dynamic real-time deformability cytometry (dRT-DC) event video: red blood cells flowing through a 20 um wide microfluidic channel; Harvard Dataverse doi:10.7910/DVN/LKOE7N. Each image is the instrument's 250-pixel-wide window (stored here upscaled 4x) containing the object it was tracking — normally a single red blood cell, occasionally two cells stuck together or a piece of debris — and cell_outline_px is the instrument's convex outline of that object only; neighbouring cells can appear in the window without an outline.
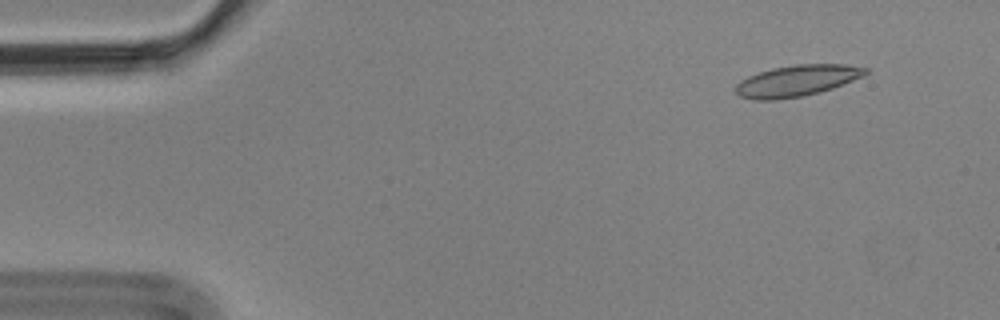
{"species": "Egyptian fruit bat (a non-hibernating species)", "species_latin": "Rousettus aegyptiacus", "temperature_condition": "cold", "stored_images_in_passage": 4, "camera_frame_rate_fps": 3000, "um_per_image_px": 0.085, "animal": {"sex": "male"}, "frame": {"image": 1, "passage_image": 1, "time_ms": 0.0, "image_size_px": [1000, 320], "cell_outline_px": [[868, 72], [864, 76], [832, 88], [820, 92], [804, 96], [776, 100], [752, 100], [740, 96], [736, 92], [736, 84], [740, 80], [748, 76], [772, 68], [796, 64], [844, 64], [868, 68]], "centroid_in_image_um": [67.73, 6.86], "position_along_channel_um": 17.3, "area_um2": 23.7}}
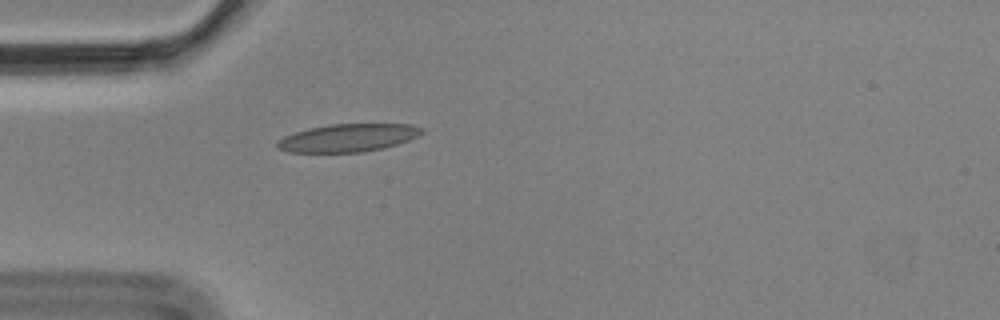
{"frame": {"image": 2, "passage_image": 4, "time_ms": 1.0, "image_size_px": [1000, 320], "cell_outline_px": [[424, 132], [420, 136], [384, 148], [360, 152], [288, 152], [276, 148], [276, 140], [284, 136], [308, 128], [332, 124], [412, 124], [424, 128]], "centroid_in_image_um": [29.59, 11.71], "position_along_channel_um": 55.4, "area_um2": 23.58}}